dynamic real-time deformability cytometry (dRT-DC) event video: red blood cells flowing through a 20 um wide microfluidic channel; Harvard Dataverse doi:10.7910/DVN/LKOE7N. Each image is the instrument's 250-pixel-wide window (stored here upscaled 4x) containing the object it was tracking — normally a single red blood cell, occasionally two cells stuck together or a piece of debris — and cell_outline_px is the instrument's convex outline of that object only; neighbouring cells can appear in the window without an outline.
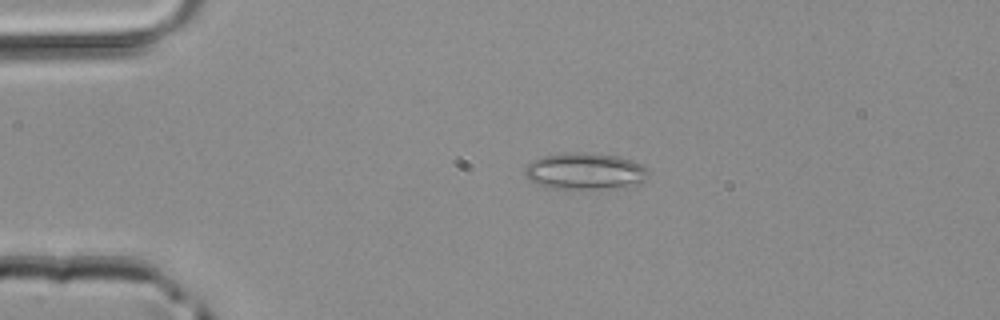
{"species": "common noctule bat (a hibernating species)", "species_latin": "Nyctalus noctula", "temperature_condition": "room temperature", "stored_images_in_passage": 3, "camera_frame_rate_fps": 3000, "um_per_image_px": 0.085, "animal": {"sex": "male", "body_mass_g": 20.4}, "frame": {"image": 1, "passage_image": 2, "time_ms": 0.333, "image_size_px": [1000, 320], "cell_outline_px": [[648, 172], [644, 180], [640, 184], [632, 188], [552, 188], [536, 184], [524, 172], [524, 168], [532, 160], [544, 156], [564, 152], [584, 152], [616, 156], [632, 160], [644, 164], [648, 168]], "centroid_in_image_um": [49.79, 14.55], "position_along_channel_um": 35.2, "area_um2": 26.59}}